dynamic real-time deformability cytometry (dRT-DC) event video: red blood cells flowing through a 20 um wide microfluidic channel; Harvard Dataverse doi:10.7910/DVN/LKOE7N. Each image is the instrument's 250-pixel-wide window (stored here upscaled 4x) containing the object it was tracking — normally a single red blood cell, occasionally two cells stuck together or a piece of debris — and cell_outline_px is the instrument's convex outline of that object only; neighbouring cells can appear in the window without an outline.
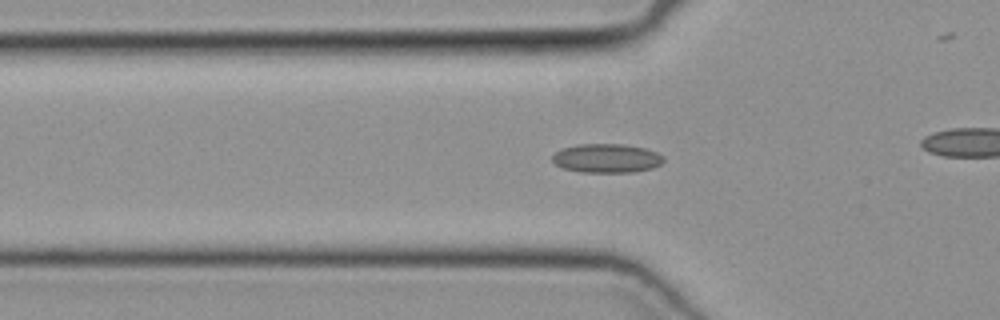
{"species": "common noctule bat (a hibernating species)", "species_latin": "Nyctalus noctula", "temperature_condition": "cold", "stored_images_in_passage": 28, "camera_frame_rate_fps": 3000, "um_per_image_px": 0.085, "animal": {"sex": "female", "body_mass_g": 19.3, "forearm_length_mm": 54.1}, "frame": {"image": 1, "passage_image": 5, "time_ms": 1.333, "image_size_px": [1000, 320], "cell_outline_px": [[664, 160], [660, 164], [652, 168], [636, 172], [580, 172], [560, 168], [552, 160], [552, 156], [560, 148], [576, 144], [624, 144], [644, 148], [656, 152], [664, 156]], "centroid_in_image_um": [51.54, 13.45], "position_along_channel_um": 74.3, "area_um2": 18.96}}
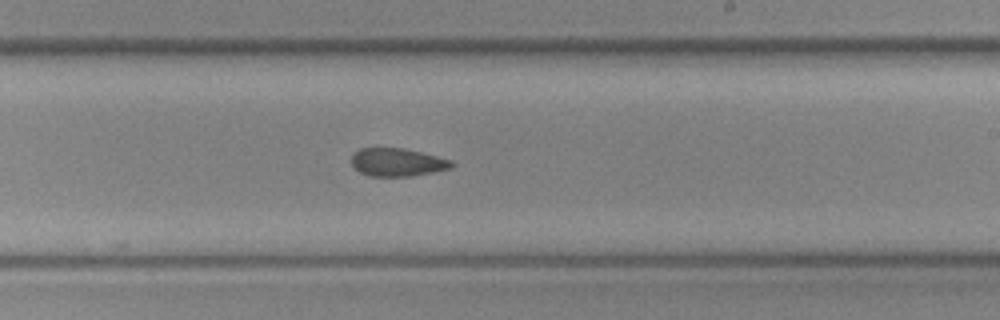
{"frame": {"image": 2, "passage_image": 18, "time_ms": 5.667, "image_size_px": [1000, 320], "cell_outline_px": [[456, 164], [452, 168], [436, 172], [412, 176], [368, 176], [360, 172], [352, 164], [352, 152], [360, 148], [404, 148], [452, 160]], "centroid_in_image_um": [33.8, 13.79], "position_along_channel_um": 255.2, "area_um2": 16.53}}
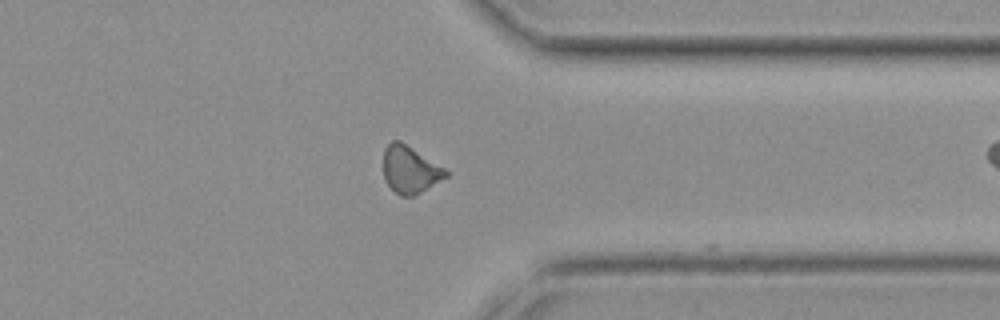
{"frame": {"image": 3, "passage_image": 27, "time_ms": 8.667, "image_size_px": [1000, 320], "cell_outline_px": [[448, 176], [420, 192], [412, 196], [400, 196], [384, 180], [384, 148], [392, 140], [400, 140], [444, 168], [448, 172]], "centroid_in_image_um": [34.83, 14.41], "position_along_channel_um": 376.6, "area_um2": 16.88}}